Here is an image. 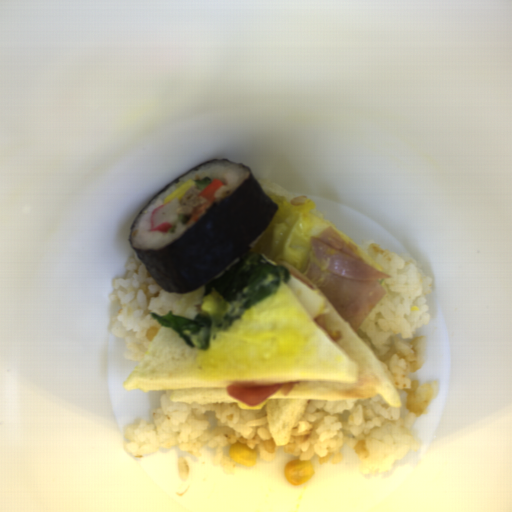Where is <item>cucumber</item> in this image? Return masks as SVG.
Segmentation results:
<instances>
[{
    "label": "cucumber",
    "instance_id": "obj_1",
    "mask_svg": "<svg viewBox=\"0 0 512 512\" xmlns=\"http://www.w3.org/2000/svg\"><path fill=\"white\" fill-rule=\"evenodd\" d=\"M198 189L204 190L211 184L210 177L204 176L203 179L193 180Z\"/></svg>",
    "mask_w": 512,
    "mask_h": 512
},
{
    "label": "cucumber",
    "instance_id": "obj_2",
    "mask_svg": "<svg viewBox=\"0 0 512 512\" xmlns=\"http://www.w3.org/2000/svg\"><path fill=\"white\" fill-rule=\"evenodd\" d=\"M191 218V215H183V214H180L178 220L181 224H186V223H189V220Z\"/></svg>",
    "mask_w": 512,
    "mask_h": 512
},
{
    "label": "cucumber",
    "instance_id": "obj_3",
    "mask_svg": "<svg viewBox=\"0 0 512 512\" xmlns=\"http://www.w3.org/2000/svg\"><path fill=\"white\" fill-rule=\"evenodd\" d=\"M176 228H177V227H176V225H175V226H173L171 229H169V231H168V232H169V233H173V232H175V229H176Z\"/></svg>",
    "mask_w": 512,
    "mask_h": 512
}]
</instances>
